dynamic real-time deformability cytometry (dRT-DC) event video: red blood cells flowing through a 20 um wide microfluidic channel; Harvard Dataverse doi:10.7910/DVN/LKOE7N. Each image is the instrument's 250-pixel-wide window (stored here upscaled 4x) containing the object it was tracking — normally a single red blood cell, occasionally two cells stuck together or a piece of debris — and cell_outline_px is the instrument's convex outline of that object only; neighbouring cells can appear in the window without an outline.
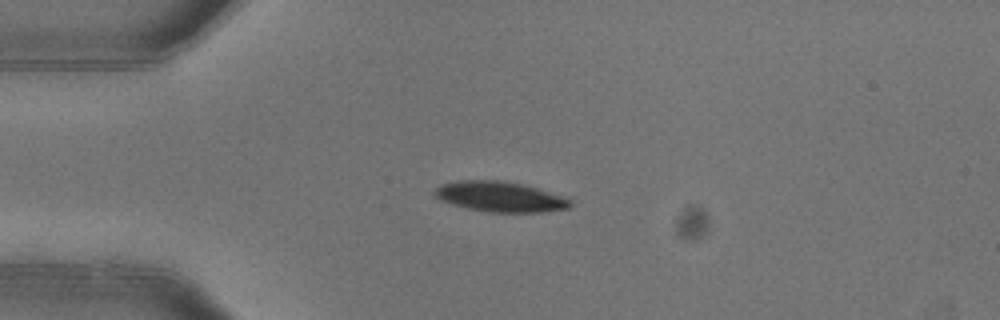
{"species": "common noctule bat (a hibernating species)", "species_latin": "Nyctalus noctula", "temperature_condition": "warm", "stored_images_in_passage": 3, "camera_frame_rate_fps": 3000, "um_per_image_px": 0.085, "animal": {"sex": "female"}, "frame": {"image": 1, "passage_image": 3, "time_ms": 0.667, "image_size_px": [1000, 320], "cell_outline_px": [[572, 204], [568, 208], [540, 212], [492, 212], [468, 208], [452, 204], [440, 200], [432, 192], [440, 184], [456, 180], [504, 180], [536, 188], [572, 200]], "centroid_in_image_um": [42.45, 16.71], "position_along_channel_um": 42.6, "area_um2": 23.7}}